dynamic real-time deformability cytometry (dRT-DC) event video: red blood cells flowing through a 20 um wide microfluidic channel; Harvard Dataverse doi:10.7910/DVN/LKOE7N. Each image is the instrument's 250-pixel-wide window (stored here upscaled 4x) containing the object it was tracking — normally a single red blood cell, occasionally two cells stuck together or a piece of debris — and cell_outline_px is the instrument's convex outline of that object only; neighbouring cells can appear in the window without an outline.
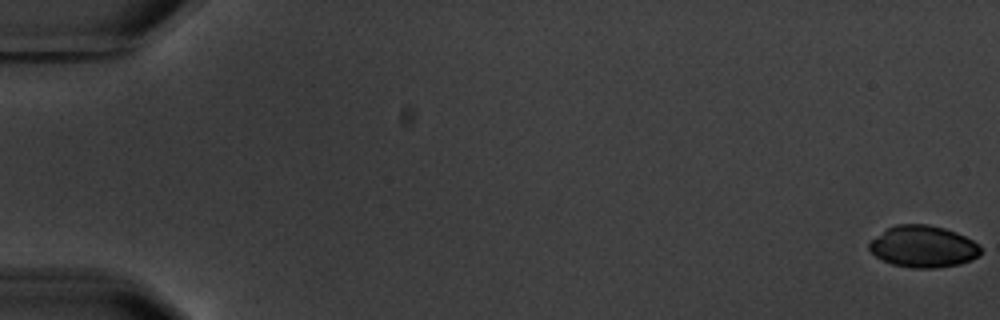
{"species": "common noctule bat (a hibernating species)", "species_latin": "Nyctalus noctula", "temperature_condition": "warm", "stored_images_in_passage": 6, "camera_frame_rate_fps": 3000, "um_per_image_px": 0.085, "animal": {"sex": "male", "body_mass_g": 20.1, "forearm_length_mm": 53.5}, "frame": {"image": 1, "passage_image": 1, "time_ms": 0.0, "image_size_px": [1000, 320], "cell_outline_px": [[980, 256], [972, 260], [960, 264], [936, 268], [912, 268], [892, 264], [876, 256], [868, 248], [868, 244], [872, 240], [888, 228], [896, 224], [928, 224], [944, 228], [956, 232], [972, 240], [980, 248]], "centroid_in_image_um": [78.48, 20.96], "position_along_channel_um": 6.5, "area_um2": 26.93}}
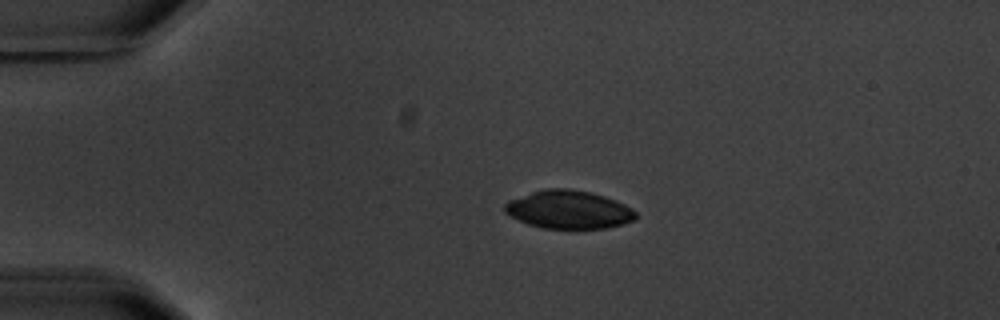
{"frame": {"image": 2, "passage_image": 4, "time_ms": 4.333, "image_size_px": [1000, 320], "cell_outline_px": [[636, 216], [632, 220], [608, 228], [544, 228], [528, 224], [504, 212], [504, 204], [508, 200], [544, 188], [568, 188], [592, 192], [616, 200], [632, 208], [636, 212]], "centroid_in_image_um": [48.33, 17.8], "position_along_channel_um": 36.7, "area_um2": 29.02}}